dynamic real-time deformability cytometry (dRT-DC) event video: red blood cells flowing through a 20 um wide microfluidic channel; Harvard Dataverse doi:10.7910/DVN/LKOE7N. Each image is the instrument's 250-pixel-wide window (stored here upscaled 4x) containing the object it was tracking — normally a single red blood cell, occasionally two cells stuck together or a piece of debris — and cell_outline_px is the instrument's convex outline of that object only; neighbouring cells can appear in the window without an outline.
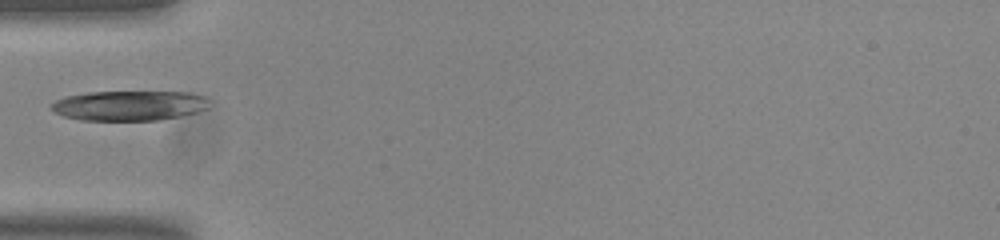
{"species": "common noctule bat (a hibernating species)", "species_latin": "Nyctalus noctula", "temperature_condition": "room temperature", "stored_images_in_passage": 10, "camera_frame_rate_fps": 3000, "um_per_image_px": 0.085, "animal": {"sex": "male", "body_mass_g": 20.0, "forearm_length_mm": 53.3}, "frame": {"image": 1, "passage_image": 1, "time_ms": 0.0, "image_size_px": [1000, 240], "cell_outline_px": [[212, 100], [208, 108], [196, 112], [180, 116], [160, 120], [80, 120], [64, 116], [48, 108], [48, 104], [64, 96], [88, 92], [188, 92], [204, 96]], "centroid_in_image_um": [10.98, 8.97], "position_along_channel_um": 74.0, "area_um2": 27.86}}
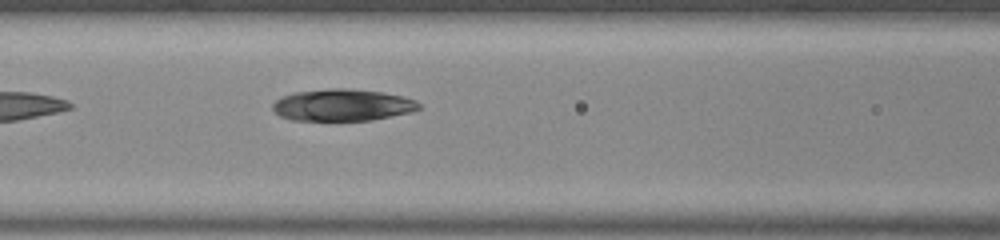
{"frame": {"image": 2, "passage_image": 6, "time_ms": 1.667, "image_size_px": [1000, 240], "cell_outline_px": [[424, 108], [412, 112], [372, 120], [292, 120], [280, 116], [272, 108], [272, 104], [280, 96], [292, 92], [328, 88], [348, 88], [384, 92], [404, 96], [416, 100]], "centroid_in_image_um": [29.14, 8.91], "position_along_channel_um": 137.5, "area_um2": 27.57}}